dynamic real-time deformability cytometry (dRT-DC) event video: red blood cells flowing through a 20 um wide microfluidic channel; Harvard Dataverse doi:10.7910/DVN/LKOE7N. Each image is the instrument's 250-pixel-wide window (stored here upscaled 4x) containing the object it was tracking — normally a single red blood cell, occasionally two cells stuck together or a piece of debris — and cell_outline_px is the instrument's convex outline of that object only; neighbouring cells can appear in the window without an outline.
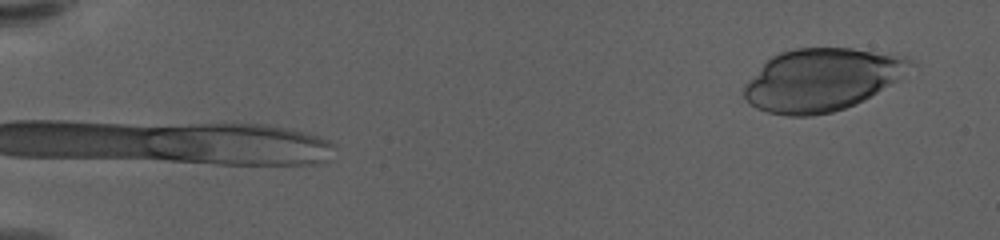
{"species": "human", "species_latin": "Homo sapiens", "temperature_condition": "warm", "stored_images_in_passage": 13, "camera_frame_rate_fps": 3000, "um_per_image_px": 0.085, "donor": {"sex": "female"}, "frame": {"image": 1, "passage_image": 1, "time_ms": 0.0, "image_size_px": [1000, 240], "cell_outline_px": [[916, 64], [900, 80], [856, 104], [832, 112], [808, 116], [788, 116], [768, 112], [756, 108], [748, 104], [744, 96], [744, 84], [772, 56], [780, 52], [796, 48], [852, 48], [908, 56]], "centroid_in_image_um": [69.9, 6.77], "position_along_channel_um": 15.1, "area_um2": 60.86}}